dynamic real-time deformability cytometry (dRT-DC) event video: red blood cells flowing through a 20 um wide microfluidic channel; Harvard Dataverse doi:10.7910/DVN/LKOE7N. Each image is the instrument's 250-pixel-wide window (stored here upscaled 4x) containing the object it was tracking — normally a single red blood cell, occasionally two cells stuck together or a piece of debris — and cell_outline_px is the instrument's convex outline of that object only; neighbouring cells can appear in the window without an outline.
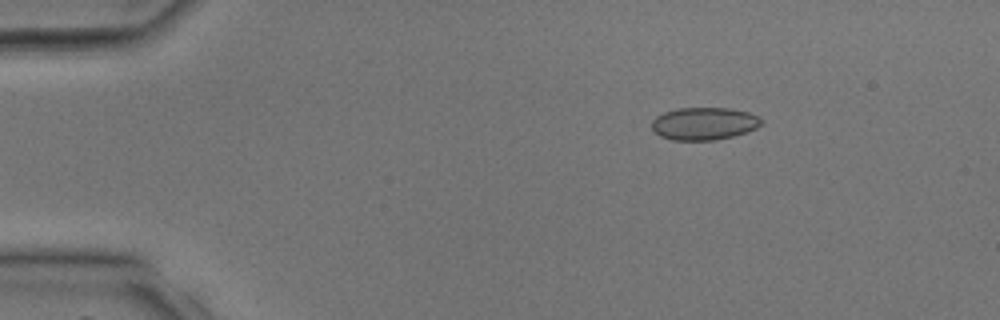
{"species": "common noctule bat (a hibernating species)", "species_latin": "Nyctalus noctula", "temperature_condition": "room temperature", "stored_images_in_passage": 39, "camera_frame_rate_fps": 3000, "um_per_image_px": 0.085, "animal": {"sex": "male", "body_mass_g": 17.9, "forearm_length_mm": 54.2}, "frame": {"image": 1, "passage_image": 7, "time_ms": 2.0, "image_size_px": [1000, 320], "cell_outline_px": [[764, 124], [756, 128], [732, 136], [712, 140], [672, 140], [660, 136], [652, 128], [652, 120], [656, 116], [664, 112], [676, 108], [732, 108], [748, 112], [760, 116], [764, 120]], "centroid_in_image_um": [59.87, 10.49], "position_along_channel_um": 25.1, "area_um2": 20.92}}
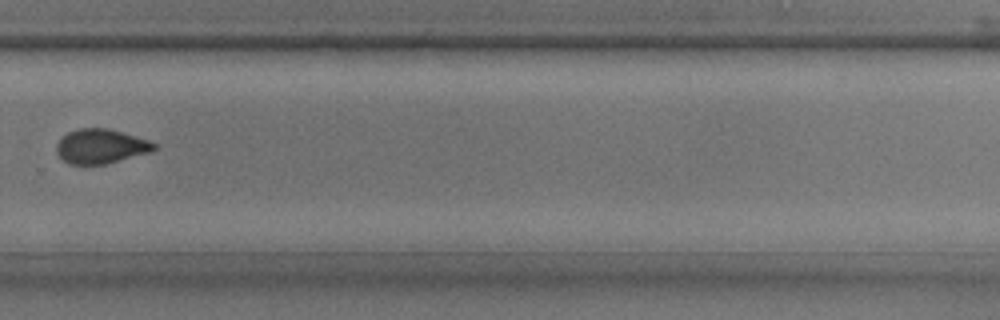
{"frame": {"image": 2, "passage_image": 28, "time_ms": 9.0, "image_size_px": [1000, 320], "cell_outline_px": [[156, 148], [148, 152], [104, 164], [68, 164], [56, 152], [56, 144], [68, 132], [80, 128], [108, 128], [148, 140], [156, 144]], "centroid_in_image_um": [8.53, 12.43], "position_along_channel_um": 321.3, "area_um2": 19.19}}
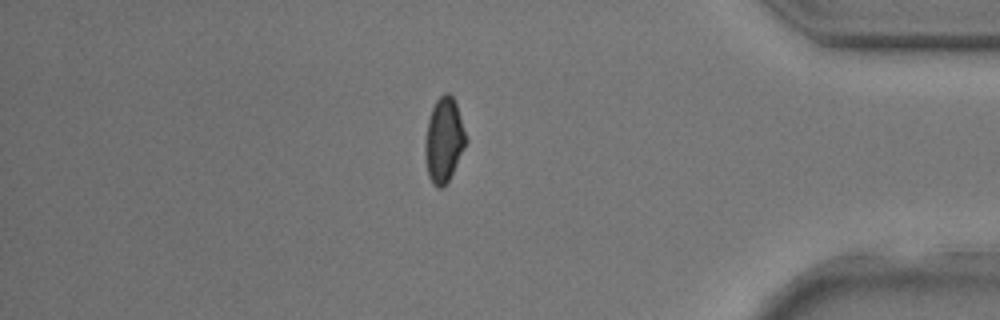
{"frame": {"image": 3, "passage_image": 34, "time_ms": 11.0, "image_size_px": [1000, 320], "cell_outline_px": [[468, 140], [448, 184], [444, 188], [436, 188], [432, 184], [428, 176], [424, 152], [424, 144], [428, 120], [432, 108], [436, 100], [444, 92], [448, 92], [452, 96], [456, 104]], "centroid_in_image_um": [37.73, 11.96], "position_along_channel_um": 397.5, "area_um2": 20.46}}